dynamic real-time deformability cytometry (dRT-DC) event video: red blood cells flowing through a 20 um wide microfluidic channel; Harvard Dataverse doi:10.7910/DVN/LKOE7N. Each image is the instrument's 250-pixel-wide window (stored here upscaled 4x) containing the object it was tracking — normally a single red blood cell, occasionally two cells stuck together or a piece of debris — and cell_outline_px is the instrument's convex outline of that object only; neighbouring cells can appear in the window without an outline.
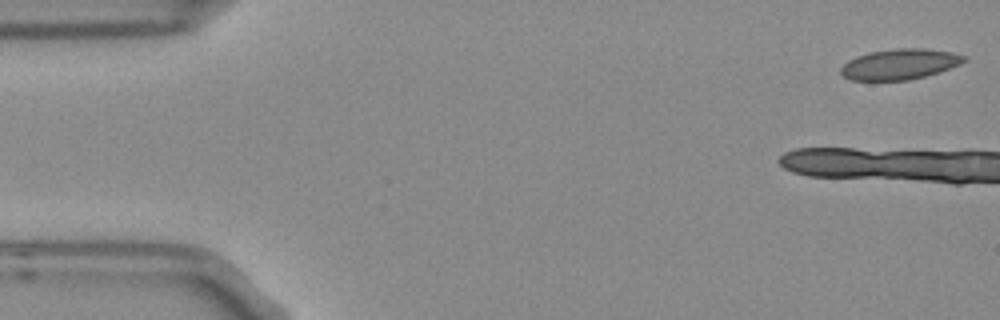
{"species": "Egyptian fruit bat (a non-hibernating species)", "species_latin": "Rousettus aegyptiacus", "temperature_condition": "room temperature", "stored_images_in_passage": 5, "camera_frame_rate_fps": 3000, "um_per_image_px": 0.085, "frame": {"image": 1, "passage_image": 1, "time_ms": 0.0, "image_size_px": [1000, 320], "cell_outline_px": [[968, 60], [960, 64], [940, 72], [908, 80], [852, 80], [844, 76], [840, 72], [840, 68], [848, 60], [856, 56], [868, 52], [896, 48], [924, 48], [952, 52], [968, 56]], "centroid_in_image_um": [76.51, 5.44], "position_along_channel_um": 8.5, "area_um2": 22.08}}